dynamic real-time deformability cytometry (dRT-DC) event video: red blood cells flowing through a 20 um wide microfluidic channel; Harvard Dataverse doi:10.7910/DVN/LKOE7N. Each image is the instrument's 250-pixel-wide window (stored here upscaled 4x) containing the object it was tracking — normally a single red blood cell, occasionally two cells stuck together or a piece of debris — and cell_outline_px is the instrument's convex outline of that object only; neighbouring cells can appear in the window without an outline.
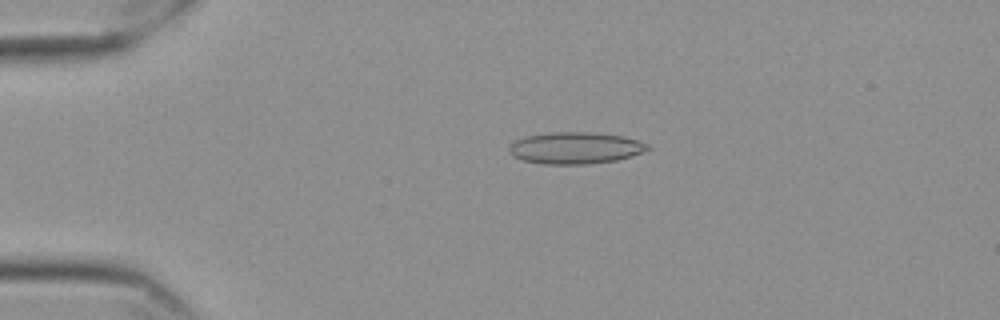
{"species": "Egyptian fruit bat (a non-hibernating species)", "species_latin": "Rousettus aegyptiacus", "temperature_condition": "cold", "stored_images_in_passage": 57, "camera_frame_rate_fps": 3000, "um_per_image_px": 0.085, "frame": {"image": 1, "passage_image": 13, "time_ms": 4.0, "image_size_px": [1000, 320], "cell_outline_px": [[652, 148], [644, 152], [616, 160], [584, 164], [544, 164], [524, 160], [512, 156], [508, 148], [516, 140], [528, 136], [552, 132], [592, 132], [624, 136], [648, 144]], "centroid_in_image_um": [48.93, 12.57], "position_along_channel_um": 36.1, "area_um2": 25.43}}
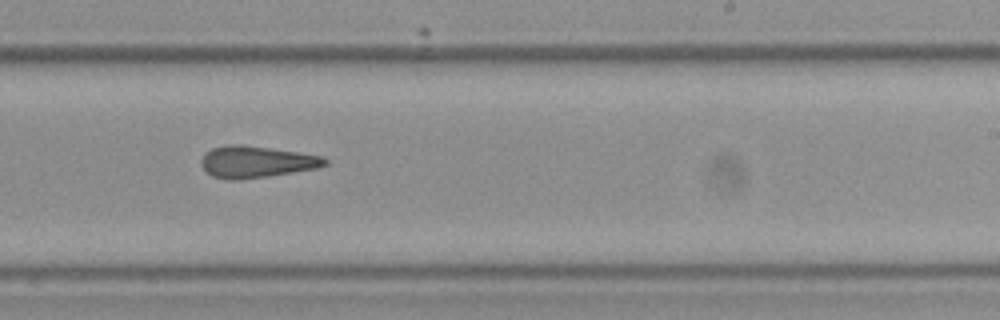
{"frame": {"image": 2, "passage_image": 36, "time_ms": 11.667, "image_size_px": [1000, 320], "cell_outline_px": [[328, 164], [320, 168], [236, 180], [232, 180], [212, 176], [200, 164], [200, 160], [212, 148], [228, 144], [240, 144], [296, 152], [320, 156], [328, 160]], "centroid_in_image_um": [21.79, 13.75], "position_along_channel_um": 267.2, "area_um2": 22.43}}
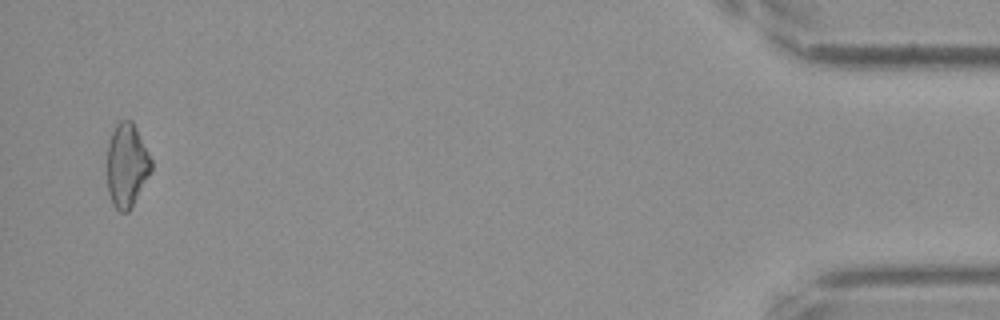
{"frame": {"image": 3, "passage_image": 56, "time_ms": 18.333, "image_size_px": [1000, 320], "cell_outline_px": [[152, 172], [128, 212], [120, 212], [112, 204], [108, 192], [108, 144], [112, 132], [116, 124], [120, 120], [132, 120], [152, 160]], "centroid_in_image_um": [10.79, 14.06], "position_along_channel_um": 424.4, "area_um2": 21.44}, "authors_computed_cell_mechanics": {"area_um2": 23.0044, "velocity_mm_per_s": 3.5532, "shape_relaxation_time_tau1_ms": null, "shape_relaxation_time_tau2_ms": 4.3456, "deformation_change_tau1": null, "deformation_change_tau2": 0.1341}}